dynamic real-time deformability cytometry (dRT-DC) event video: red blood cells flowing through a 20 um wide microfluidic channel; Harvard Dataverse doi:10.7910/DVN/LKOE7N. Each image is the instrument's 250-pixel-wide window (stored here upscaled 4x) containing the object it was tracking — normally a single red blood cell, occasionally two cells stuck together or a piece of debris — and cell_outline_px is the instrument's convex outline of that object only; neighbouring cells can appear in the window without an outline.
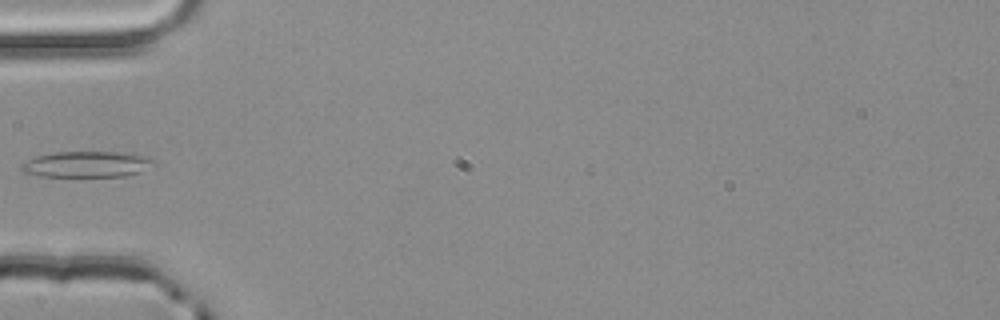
{"species": "common noctule bat (a hibernating species)", "species_latin": "Nyctalus noctula", "temperature_condition": "room temperature", "stored_images_in_passage": 2, "camera_frame_rate_fps": 3000, "um_per_image_px": 0.085, "animal": {"sex": "male", "body_mass_g": 20.4}, "frame": {"image": 1, "passage_image": 2, "time_ms": 0.333, "image_size_px": [1000, 320], "cell_outline_px": [[156, 164], [140, 172], [124, 176], [40, 176], [24, 172], [20, 168], [20, 164], [36, 156], [56, 152], [132, 152], [148, 156], [156, 160]], "centroid_in_image_um": [7.45, 13.95], "position_along_channel_um": 77.6, "area_um2": 20.23}}